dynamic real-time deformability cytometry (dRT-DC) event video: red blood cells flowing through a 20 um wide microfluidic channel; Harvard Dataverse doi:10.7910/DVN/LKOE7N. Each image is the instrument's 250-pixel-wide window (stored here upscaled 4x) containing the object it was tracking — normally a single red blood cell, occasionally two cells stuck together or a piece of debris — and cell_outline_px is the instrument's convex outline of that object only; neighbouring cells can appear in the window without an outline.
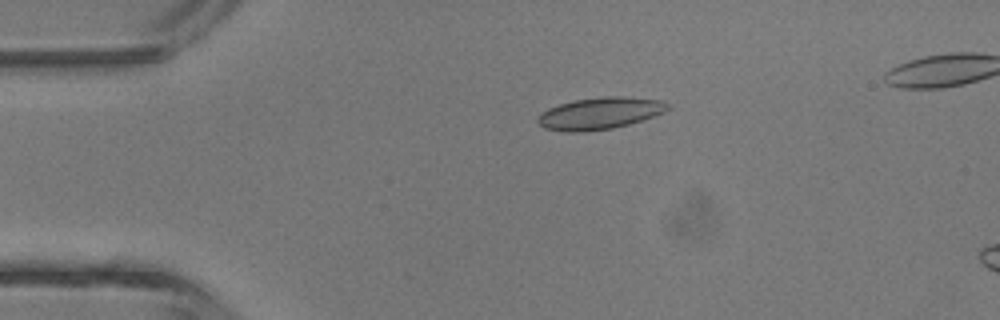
{"species": "common noctule bat (a hibernating species)", "species_latin": "Nyctalus noctula", "temperature_condition": "room temperature", "stored_images_in_passage": 6, "camera_frame_rate_fps": 3000, "um_per_image_px": 0.085, "animal": {"sex": "male", "body_mass_g": 13.3}, "frame": {"image": 1, "passage_image": 2, "time_ms": 0.333, "image_size_px": [1000, 320], "cell_outline_px": [[672, 108], [664, 112], [628, 124], [612, 128], [580, 132], [564, 132], [544, 128], [536, 120], [548, 108], [560, 104], [576, 100], [604, 96], [624, 96], [660, 100], [672, 104]], "centroid_in_image_um": [51.02, 9.63], "position_along_channel_um": 34.0, "area_um2": 23.99}}